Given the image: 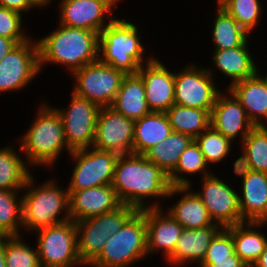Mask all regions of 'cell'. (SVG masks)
<instances>
[{
	"label": "cell",
	"mask_w": 267,
	"mask_h": 267,
	"mask_svg": "<svg viewBox=\"0 0 267 267\" xmlns=\"http://www.w3.org/2000/svg\"><path fill=\"white\" fill-rule=\"evenodd\" d=\"M33 233L37 235L41 267H85L78 254L75 221L44 227Z\"/></svg>",
	"instance_id": "obj_8"
},
{
	"label": "cell",
	"mask_w": 267,
	"mask_h": 267,
	"mask_svg": "<svg viewBox=\"0 0 267 267\" xmlns=\"http://www.w3.org/2000/svg\"><path fill=\"white\" fill-rule=\"evenodd\" d=\"M23 16L20 12L0 6V36L22 43L31 38L23 29Z\"/></svg>",
	"instance_id": "obj_39"
},
{
	"label": "cell",
	"mask_w": 267,
	"mask_h": 267,
	"mask_svg": "<svg viewBox=\"0 0 267 267\" xmlns=\"http://www.w3.org/2000/svg\"><path fill=\"white\" fill-rule=\"evenodd\" d=\"M173 132L165 113L151 112L135 121L133 154L144 155Z\"/></svg>",
	"instance_id": "obj_28"
},
{
	"label": "cell",
	"mask_w": 267,
	"mask_h": 267,
	"mask_svg": "<svg viewBox=\"0 0 267 267\" xmlns=\"http://www.w3.org/2000/svg\"><path fill=\"white\" fill-rule=\"evenodd\" d=\"M110 107L134 121L151 113L145 97L143 79L138 73L124 77Z\"/></svg>",
	"instance_id": "obj_27"
},
{
	"label": "cell",
	"mask_w": 267,
	"mask_h": 267,
	"mask_svg": "<svg viewBox=\"0 0 267 267\" xmlns=\"http://www.w3.org/2000/svg\"><path fill=\"white\" fill-rule=\"evenodd\" d=\"M266 224L267 222L244 221L226 227L232 235L235 254L238 255L248 267L254 265L267 245V237L260 228H265Z\"/></svg>",
	"instance_id": "obj_26"
},
{
	"label": "cell",
	"mask_w": 267,
	"mask_h": 267,
	"mask_svg": "<svg viewBox=\"0 0 267 267\" xmlns=\"http://www.w3.org/2000/svg\"><path fill=\"white\" fill-rule=\"evenodd\" d=\"M225 90L227 93L223 92ZM225 90L218 94L210 112V126L233 142L238 136L242 142L254 124L236 97L228 89Z\"/></svg>",
	"instance_id": "obj_19"
},
{
	"label": "cell",
	"mask_w": 267,
	"mask_h": 267,
	"mask_svg": "<svg viewBox=\"0 0 267 267\" xmlns=\"http://www.w3.org/2000/svg\"><path fill=\"white\" fill-rule=\"evenodd\" d=\"M199 267H248L235 252L228 258L203 259Z\"/></svg>",
	"instance_id": "obj_41"
},
{
	"label": "cell",
	"mask_w": 267,
	"mask_h": 267,
	"mask_svg": "<svg viewBox=\"0 0 267 267\" xmlns=\"http://www.w3.org/2000/svg\"><path fill=\"white\" fill-rule=\"evenodd\" d=\"M22 190L0 189V237L21 236L23 230ZM20 196V197H19Z\"/></svg>",
	"instance_id": "obj_35"
},
{
	"label": "cell",
	"mask_w": 267,
	"mask_h": 267,
	"mask_svg": "<svg viewBox=\"0 0 267 267\" xmlns=\"http://www.w3.org/2000/svg\"><path fill=\"white\" fill-rule=\"evenodd\" d=\"M35 115L31 126L19 139V149L29 166L52 170L61 153L70 154L72 150L65 139L62 118L53 106L44 101Z\"/></svg>",
	"instance_id": "obj_3"
},
{
	"label": "cell",
	"mask_w": 267,
	"mask_h": 267,
	"mask_svg": "<svg viewBox=\"0 0 267 267\" xmlns=\"http://www.w3.org/2000/svg\"><path fill=\"white\" fill-rule=\"evenodd\" d=\"M75 161L68 190H82L112 184L119 155L94 147L74 150L69 154Z\"/></svg>",
	"instance_id": "obj_10"
},
{
	"label": "cell",
	"mask_w": 267,
	"mask_h": 267,
	"mask_svg": "<svg viewBox=\"0 0 267 267\" xmlns=\"http://www.w3.org/2000/svg\"><path fill=\"white\" fill-rule=\"evenodd\" d=\"M193 140L189 135L173 131L166 139L150 148L144 156L169 175L176 168L181 153Z\"/></svg>",
	"instance_id": "obj_31"
},
{
	"label": "cell",
	"mask_w": 267,
	"mask_h": 267,
	"mask_svg": "<svg viewBox=\"0 0 267 267\" xmlns=\"http://www.w3.org/2000/svg\"><path fill=\"white\" fill-rule=\"evenodd\" d=\"M249 43L248 39L242 46L233 49H214L210 61L214 68H207L208 72L214 77L213 70L217 68L230 79L228 86L254 76L259 65H256V60L252 57Z\"/></svg>",
	"instance_id": "obj_23"
},
{
	"label": "cell",
	"mask_w": 267,
	"mask_h": 267,
	"mask_svg": "<svg viewBox=\"0 0 267 267\" xmlns=\"http://www.w3.org/2000/svg\"><path fill=\"white\" fill-rule=\"evenodd\" d=\"M9 145L0 148V189L22 190L28 178L34 174L20 152ZM25 161V162H24Z\"/></svg>",
	"instance_id": "obj_29"
},
{
	"label": "cell",
	"mask_w": 267,
	"mask_h": 267,
	"mask_svg": "<svg viewBox=\"0 0 267 267\" xmlns=\"http://www.w3.org/2000/svg\"><path fill=\"white\" fill-rule=\"evenodd\" d=\"M40 7L41 9L44 7H47L50 3H52V0H34Z\"/></svg>",
	"instance_id": "obj_46"
},
{
	"label": "cell",
	"mask_w": 267,
	"mask_h": 267,
	"mask_svg": "<svg viewBox=\"0 0 267 267\" xmlns=\"http://www.w3.org/2000/svg\"><path fill=\"white\" fill-rule=\"evenodd\" d=\"M136 24L124 18L115 19L99 34L98 59L117 70L137 74L140 66L154 55L144 56L145 47Z\"/></svg>",
	"instance_id": "obj_5"
},
{
	"label": "cell",
	"mask_w": 267,
	"mask_h": 267,
	"mask_svg": "<svg viewBox=\"0 0 267 267\" xmlns=\"http://www.w3.org/2000/svg\"><path fill=\"white\" fill-rule=\"evenodd\" d=\"M212 31L214 49H233L242 46L250 36L224 9H217Z\"/></svg>",
	"instance_id": "obj_34"
},
{
	"label": "cell",
	"mask_w": 267,
	"mask_h": 267,
	"mask_svg": "<svg viewBox=\"0 0 267 267\" xmlns=\"http://www.w3.org/2000/svg\"><path fill=\"white\" fill-rule=\"evenodd\" d=\"M162 207L145 208L147 254L162 252L166 260L173 254L183 227ZM157 251V252H155Z\"/></svg>",
	"instance_id": "obj_20"
},
{
	"label": "cell",
	"mask_w": 267,
	"mask_h": 267,
	"mask_svg": "<svg viewBox=\"0 0 267 267\" xmlns=\"http://www.w3.org/2000/svg\"><path fill=\"white\" fill-rule=\"evenodd\" d=\"M232 170L243 182L238 194L242 220L267 222V173L242 168L237 165V159Z\"/></svg>",
	"instance_id": "obj_18"
},
{
	"label": "cell",
	"mask_w": 267,
	"mask_h": 267,
	"mask_svg": "<svg viewBox=\"0 0 267 267\" xmlns=\"http://www.w3.org/2000/svg\"><path fill=\"white\" fill-rule=\"evenodd\" d=\"M181 194V198L166 211L184 228L201 229L218 225L211 219L208 209L190 187H171L167 199Z\"/></svg>",
	"instance_id": "obj_22"
},
{
	"label": "cell",
	"mask_w": 267,
	"mask_h": 267,
	"mask_svg": "<svg viewBox=\"0 0 267 267\" xmlns=\"http://www.w3.org/2000/svg\"><path fill=\"white\" fill-rule=\"evenodd\" d=\"M135 121L115 111L112 107L99 110L93 147L125 155L132 153Z\"/></svg>",
	"instance_id": "obj_16"
},
{
	"label": "cell",
	"mask_w": 267,
	"mask_h": 267,
	"mask_svg": "<svg viewBox=\"0 0 267 267\" xmlns=\"http://www.w3.org/2000/svg\"><path fill=\"white\" fill-rule=\"evenodd\" d=\"M174 132L186 134L195 139L210 126L207 110L173 104L166 112Z\"/></svg>",
	"instance_id": "obj_33"
},
{
	"label": "cell",
	"mask_w": 267,
	"mask_h": 267,
	"mask_svg": "<svg viewBox=\"0 0 267 267\" xmlns=\"http://www.w3.org/2000/svg\"><path fill=\"white\" fill-rule=\"evenodd\" d=\"M34 39L18 43L1 59L0 94L24 89L40 73L38 44Z\"/></svg>",
	"instance_id": "obj_13"
},
{
	"label": "cell",
	"mask_w": 267,
	"mask_h": 267,
	"mask_svg": "<svg viewBox=\"0 0 267 267\" xmlns=\"http://www.w3.org/2000/svg\"><path fill=\"white\" fill-rule=\"evenodd\" d=\"M137 211L136 207L121 204L113 211L75 222L78 254L85 267L99 256L110 236L116 234Z\"/></svg>",
	"instance_id": "obj_7"
},
{
	"label": "cell",
	"mask_w": 267,
	"mask_h": 267,
	"mask_svg": "<svg viewBox=\"0 0 267 267\" xmlns=\"http://www.w3.org/2000/svg\"><path fill=\"white\" fill-rule=\"evenodd\" d=\"M195 142L198 144L208 165L219 164L230 155L233 141L225 137L211 126L197 136Z\"/></svg>",
	"instance_id": "obj_36"
},
{
	"label": "cell",
	"mask_w": 267,
	"mask_h": 267,
	"mask_svg": "<svg viewBox=\"0 0 267 267\" xmlns=\"http://www.w3.org/2000/svg\"><path fill=\"white\" fill-rule=\"evenodd\" d=\"M258 69H260V68H257L256 74L263 80V82L267 88V72H266V75L264 76V75L260 74V70H258Z\"/></svg>",
	"instance_id": "obj_48"
},
{
	"label": "cell",
	"mask_w": 267,
	"mask_h": 267,
	"mask_svg": "<svg viewBox=\"0 0 267 267\" xmlns=\"http://www.w3.org/2000/svg\"><path fill=\"white\" fill-rule=\"evenodd\" d=\"M153 57L140 66L138 74L145 86V97L151 112L165 113L175 104V72Z\"/></svg>",
	"instance_id": "obj_17"
},
{
	"label": "cell",
	"mask_w": 267,
	"mask_h": 267,
	"mask_svg": "<svg viewBox=\"0 0 267 267\" xmlns=\"http://www.w3.org/2000/svg\"><path fill=\"white\" fill-rule=\"evenodd\" d=\"M22 237H4L5 267H41L37 246L33 249Z\"/></svg>",
	"instance_id": "obj_37"
},
{
	"label": "cell",
	"mask_w": 267,
	"mask_h": 267,
	"mask_svg": "<svg viewBox=\"0 0 267 267\" xmlns=\"http://www.w3.org/2000/svg\"><path fill=\"white\" fill-rule=\"evenodd\" d=\"M0 6L20 12L22 15L33 8H41L34 0H0Z\"/></svg>",
	"instance_id": "obj_42"
},
{
	"label": "cell",
	"mask_w": 267,
	"mask_h": 267,
	"mask_svg": "<svg viewBox=\"0 0 267 267\" xmlns=\"http://www.w3.org/2000/svg\"><path fill=\"white\" fill-rule=\"evenodd\" d=\"M111 185L122 204L138 210L161 207L160 198L165 200L172 187L168 174L144 155L133 153L119 155Z\"/></svg>",
	"instance_id": "obj_1"
},
{
	"label": "cell",
	"mask_w": 267,
	"mask_h": 267,
	"mask_svg": "<svg viewBox=\"0 0 267 267\" xmlns=\"http://www.w3.org/2000/svg\"><path fill=\"white\" fill-rule=\"evenodd\" d=\"M68 192L69 215L75 222L113 211L122 204L111 184Z\"/></svg>",
	"instance_id": "obj_21"
},
{
	"label": "cell",
	"mask_w": 267,
	"mask_h": 267,
	"mask_svg": "<svg viewBox=\"0 0 267 267\" xmlns=\"http://www.w3.org/2000/svg\"><path fill=\"white\" fill-rule=\"evenodd\" d=\"M0 267H5L4 237H0Z\"/></svg>",
	"instance_id": "obj_45"
},
{
	"label": "cell",
	"mask_w": 267,
	"mask_h": 267,
	"mask_svg": "<svg viewBox=\"0 0 267 267\" xmlns=\"http://www.w3.org/2000/svg\"><path fill=\"white\" fill-rule=\"evenodd\" d=\"M232 0H217V9H224Z\"/></svg>",
	"instance_id": "obj_47"
},
{
	"label": "cell",
	"mask_w": 267,
	"mask_h": 267,
	"mask_svg": "<svg viewBox=\"0 0 267 267\" xmlns=\"http://www.w3.org/2000/svg\"><path fill=\"white\" fill-rule=\"evenodd\" d=\"M71 76L75 80L72 92L102 108L113 104L126 74L98 59L75 70Z\"/></svg>",
	"instance_id": "obj_9"
},
{
	"label": "cell",
	"mask_w": 267,
	"mask_h": 267,
	"mask_svg": "<svg viewBox=\"0 0 267 267\" xmlns=\"http://www.w3.org/2000/svg\"><path fill=\"white\" fill-rule=\"evenodd\" d=\"M18 43L15 40H11L0 36V61L5 57L11 49H13Z\"/></svg>",
	"instance_id": "obj_43"
},
{
	"label": "cell",
	"mask_w": 267,
	"mask_h": 267,
	"mask_svg": "<svg viewBox=\"0 0 267 267\" xmlns=\"http://www.w3.org/2000/svg\"><path fill=\"white\" fill-rule=\"evenodd\" d=\"M241 144L237 165L267 173V126H254Z\"/></svg>",
	"instance_id": "obj_32"
},
{
	"label": "cell",
	"mask_w": 267,
	"mask_h": 267,
	"mask_svg": "<svg viewBox=\"0 0 267 267\" xmlns=\"http://www.w3.org/2000/svg\"><path fill=\"white\" fill-rule=\"evenodd\" d=\"M260 0H232L224 10L250 35L263 14Z\"/></svg>",
	"instance_id": "obj_38"
},
{
	"label": "cell",
	"mask_w": 267,
	"mask_h": 267,
	"mask_svg": "<svg viewBox=\"0 0 267 267\" xmlns=\"http://www.w3.org/2000/svg\"><path fill=\"white\" fill-rule=\"evenodd\" d=\"M235 252L231 233L222 228L211 240L204 259L228 258Z\"/></svg>",
	"instance_id": "obj_40"
},
{
	"label": "cell",
	"mask_w": 267,
	"mask_h": 267,
	"mask_svg": "<svg viewBox=\"0 0 267 267\" xmlns=\"http://www.w3.org/2000/svg\"><path fill=\"white\" fill-rule=\"evenodd\" d=\"M145 257L148 254L144 208L110 236L99 256L88 267H132Z\"/></svg>",
	"instance_id": "obj_6"
},
{
	"label": "cell",
	"mask_w": 267,
	"mask_h": 267,
	"mask_svg": "<svg viewBox=\"0 0 267 267\" xmlns=\"http://www.w3.org/2000/svg\"><path fill=\"white\" fill-rule=\"evenodd\" d=\"M252 267H267V245Z\"/></svg>",
	"instance_id": "obj_44"
},
{
	"label": "cell",
	"mask_w": 267,
	"mask_h": 267,
	"mask_svg": "<svg viewBox=\"0 0 267 267\" xmlns=\"http://www.w3.org/2000/svg\"><path fill=\"white\" fill-rule=\"evenodd\" d=\"M222 229L220 225H211L201 229H184L177 240L173 254L166 260L171 266L186 263L201 264L214 236Z\"/></svg>",
	"instance_id": "obj_24"
},
{
	"label": "cell",
	"mask_w": 267,
	"mask_h": 267,
	"mask_svg": "<svg viewBox=\"0 0 267 267\" xmlns=\"http://www.w3.org/2000/svg\"><path fill=\"white\" fill-rule=\"evenodd\" d=\"M209 167L198 144L193 140L181 153L176 168L168 175L170 184L173 187L192 188L193 184L188 176L199 173L202 177L208 176L214 172L208 170Z\"/></svg>",
	"instance_id": "obj_30"
},
{
	"label": "cell",
	"mask_w": 267,
	"mask_h": 267,
	"mask_svg": "<svg viewBox=\"0 0 267 267\" xmlns=\"http://www.w3.org/2000/svg\"><path fill=\"white\" fill-rule=\"evenodd\" d=\"M36 41L40 73L46 64L53 63L65 66L72 74L98 60L99 34L95 31L58 23L57 28Z\"/></svg>",
	"instance_id": "obj_2"
},
{
	"label": "cell",
	"mask_w": 267,
	"mask_h": 267,
	"mask_svg": "<svg viewBox=\"0 0 267 267\" xmlns=\"http://www.w3.org/2000/svg\"><path fill=\"white\" fill-rule=\"evenodd\" d=\"M225 89L241 103L254 126H267V88L257 74Z\"/></svg>",
	"instance_id": "obj_25"
},
{
	"label": "cell",
	"mask_w": 267,
	"mask_h": 267,
	"mask_svg": "<svg viewBox=\"0 0 267 267\" xmlns=\"http://www.w3.org/2000/svg\"><path fill=\"white\" fill-rule=\"evenodd\" d=\"M216 84L215 77L207 68L198 67L196 63L175 70V104L204 109L210 113L221 92Z\"/></svg>",
	"instance_id": "obj_11"
},
{
	"label": "cell",
	"mask_w": 267,
	"mask_h": 267,
	"mask_svg": "<svg viewBox=\"0 0 267 267\" xmlns=\"http://www.w3.org/2000/svg\"><path fill=\"white\" fill-rule=\"evenodd\" d=\"M33 178L32 174L22 189L23 229L33 233L71 220L67 187L59 186L55 178L37 186Z\"/></svg>",
	"instance_id": "obj_4"
},
{
	"label": "cell",
	"mask_w": 267,
	"mask_h": 267,
	"mask_svg": "<svg viewBox=\"0 0 267 267\" xmlns=\"http://www.w3.org/2000/svg\"><path fill=\"white\" fill-rule=\"evenodd\" d=\"M59 1V24L71 28L88 29L100 34L115 19L112 14L122 0Z\"/></svg>",
	"instance_id": "obj_15"
},
{
	"label": "cell",
	"mask_w": 267,
	"mask_h": 267,
	"mask_svg": "<svg viewBox=\"0 0 267 267\" xmlns=\"http://www.w3.org/2000/svg\"><path fill=\"white\" fill-rule=\"evenodd\" d=\"M201 190L194 191L208 209L214 223L222 228L244 222L238 203V191L223 179L212 174L201 177Z\"/></svg>",
	"instance_id": "obj_14"
},
{
	"label": "cell",
	"mask_w": 267,
	"mask_h": 267,
	"mask_svg": "<svg viewBox=\"0 0 267 267\" xmlns=\"http://www.w3.org/2000/svg\"><path fill=\"white\" fill-rule=\"evenodd\" d=\"M71 96L68 108L54 107L62 118L67 145L72 151L93 147L100 107L74 92Z\"/></svg>",
	"instance_id": "obj_12"
}]
</instances>
